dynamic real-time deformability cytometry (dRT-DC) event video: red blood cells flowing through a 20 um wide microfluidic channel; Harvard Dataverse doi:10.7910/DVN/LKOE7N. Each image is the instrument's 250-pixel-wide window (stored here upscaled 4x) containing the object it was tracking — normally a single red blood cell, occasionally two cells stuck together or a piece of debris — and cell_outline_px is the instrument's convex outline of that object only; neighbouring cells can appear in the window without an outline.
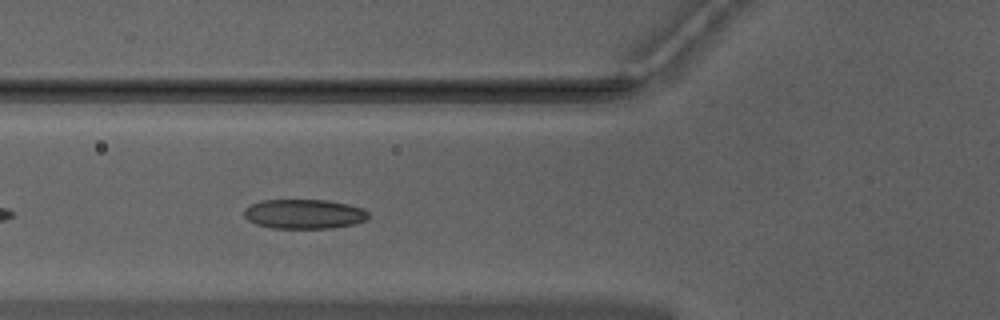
{"species": "Egyptian fruit bat (a non-hibernating species)", "species_latin": "Rousettus aegyptiacus", "temperature_condition": "warm", "stored_images_in_passage": 22, "camera_frame_rate_fps": 3000, "um_per_image_px": 0.085, "animal": {"sex": "male"}, "frame": {"image": 1, "passage_image": 6, "time_ms": 1.667, "image_size_px": [1000, 320], "cell_outline_px": [[368, 220], [356, 224], [328, 228], [272, 228], [256, 224], [248, 220], [244, 216], [244, 208], [260, 200], [328, 200], [348, 204], [364, 208], [368, 212]], "centroid_in_image_um": [25.87, 18.19], "position_along_channel_um": 99.9, "area_um2": 21.56}}
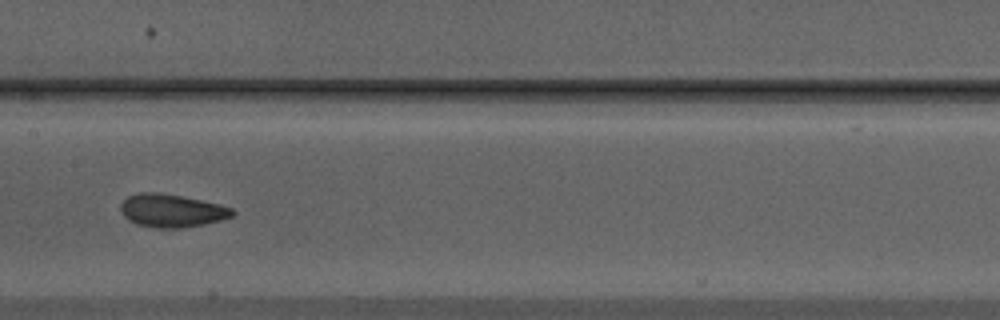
{"frame": {"image": 2, "passage_image": 13, "time_ms": 4.0, "image_size_px": [1000, 320], "cell_outline_px": [[236, 212], [232, 216], [220, 220], [204, 224], [180, 228], [156, 228], [136, 224], [128, 220], [120, 212], [120, 204], [128, 196], [140, 192], [160, 192], [220, 204], [232, 208]], "centroid_in_image_um": [14.57, 17.9], "position_along_channel_um": 192.8, "area_um2": 21.56}}
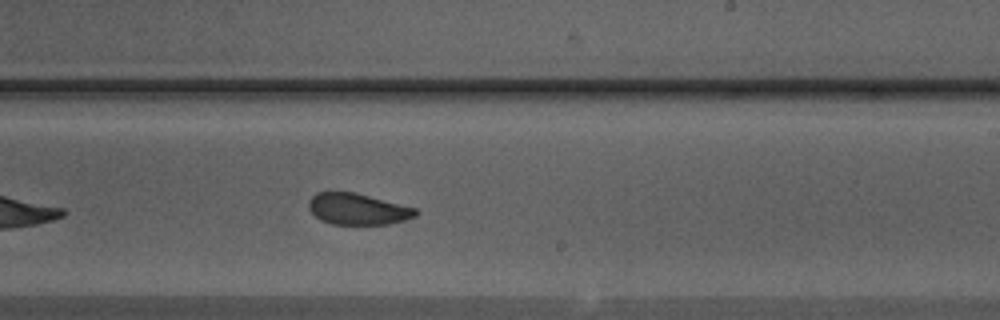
{"frame": {"image": 3, "passage_image": 18, "time_ms": 5.667, "image_size_px": [1000, 320], "cell_outline_px": [[420, 212], [416, 216], [404, 220], [388, 224], [332, 224], [320, 220], [308, 208], [308, 200], [316, 192], [356, 192], [416, 208]], "centroid_in_image_um": [30.4, 17.76], "position_along_channel_um": 258.6, "area_um2": 19.59}}